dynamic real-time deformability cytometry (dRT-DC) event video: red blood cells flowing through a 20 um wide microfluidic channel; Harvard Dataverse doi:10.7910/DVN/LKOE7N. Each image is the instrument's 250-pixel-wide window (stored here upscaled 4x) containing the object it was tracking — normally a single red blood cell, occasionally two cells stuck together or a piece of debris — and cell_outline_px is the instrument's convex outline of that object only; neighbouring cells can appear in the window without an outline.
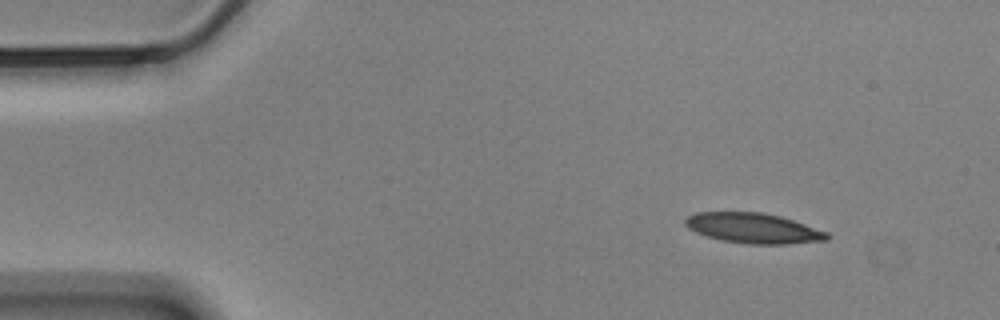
{"species": "Egyptian fruit bat (a non-hibernating species)", "species_latin": "Rousettus aegyptiacus", "temperature_condition": "cold", "stored_images_in_passage": 3, "camera_frame_rate_fps": 3000, "um_per_image_px": 0.085, "animal": {"sex": "male"}, "frame": {"image": 1, "passage_image": 1, "time_ms": 0.0, "image_size_px": [1000, 320], "cell_outline_px": [[828, 240], [788, 244], [748, 244], [724, 240], [708, 236], [696, 232], [688, 228], [684, 224], [684, 220], [688, 216], [696, 212], [760, 212], [780, 216], [828, 232]], "centroid_in_image_um": [64.02, 19.39], "position_along_channel_um": 21.0, "area_um2": 24.74}}